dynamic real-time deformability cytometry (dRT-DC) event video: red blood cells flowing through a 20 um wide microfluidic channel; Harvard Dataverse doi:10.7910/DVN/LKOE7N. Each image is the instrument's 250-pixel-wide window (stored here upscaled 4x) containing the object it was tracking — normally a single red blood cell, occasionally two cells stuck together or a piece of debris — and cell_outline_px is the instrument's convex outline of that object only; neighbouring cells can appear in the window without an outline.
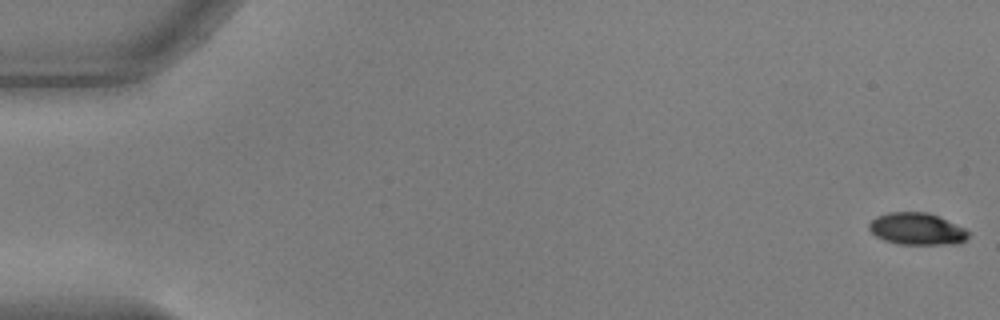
{"species": "common noctule bat (a hibernating species)", "species_latin": "Nyctalus noctula", "temperature_condition": "warm", "stored_images_in_passage": 56, "camera_frame_rate_fps": 3000, "um_per_image_px": 0.085, "animal": {"sex": "male", "body_mass_g": 17.9, "forearm_length_mm": 54.2}, "frame": {"image": 1, "passage_image": 1, "time_ms": 0.0, "image_size_px": [1000, 320], "cell_outline_px": [[968, 236], [960, 244], [896, 244], [884, 240], [876, 236], [868, 228], [868, 224], [876, 216], [888, 212], [928, 212], [940, 216], [964, 228], [968, 232]], "centroid_in_image_um": [77.92, 19.45], "position_along_channel_um": 7.1, "area_um2": 18.61}}
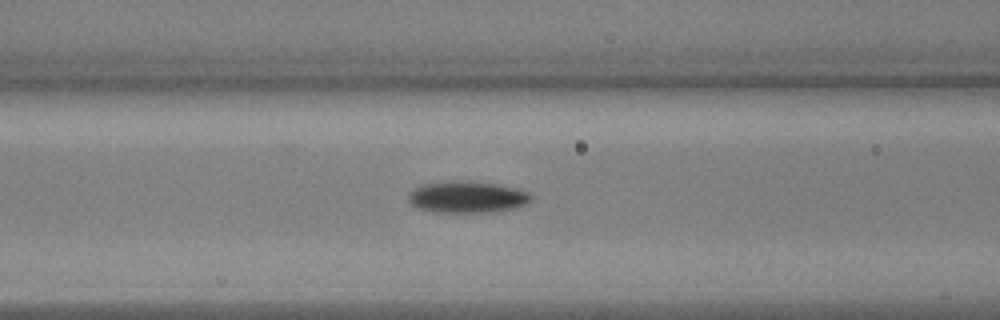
{"frame": {"image": 2, "passage_image": 23, "time_ms": 7.333, "image_size_px": [1000, 320], "cell_outline_px": [[532, 200], [528, 204], [516, 208], [496, 212], [428, 212], [416, 208], [408, 200], [408, 192], [420, 184], [456, 180], [468, 180], [516, 188], [528, 192], [532, 196]], "centroid_in_image_um": [39.68, 16.75], "position_along_channel_um": 126.9, "area_um2": 23.06}}
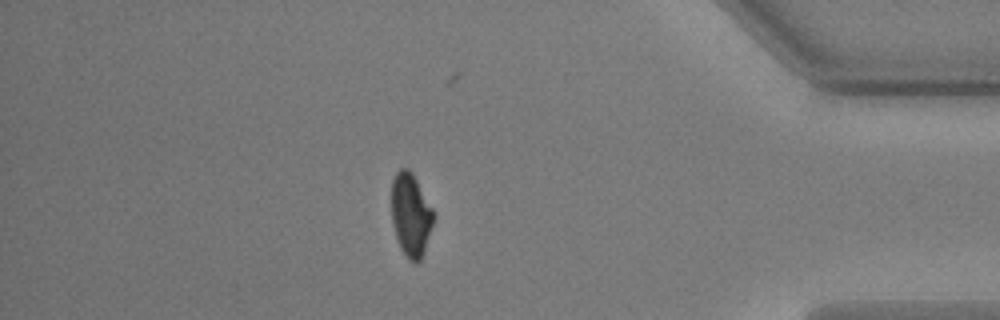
{"frame": {"image": 3, "passage_image": 48, "time_ms": 15.667, "image_size_px": [1000, 320], "cell_outline_px": [[436, 216], [424, 252], [420, 260], [416, 264], [408, 260], [400, 248], [392, 224], [392, 180], [396, 172], [400, 168], [408, 168], [412, 172], [436, 212]], "centroid_in_image_um": [34.95, 18.26], "position_along_channel_um": 400.3, "area_um2": 20.81}, "authors_computed_cell_mechanics": {"area_um2": 20.808, "velocity_mm_per_s": 3.7031, "shape_relaxation_time_tau1_ms": 2.1296, "shape_relaxation_time_tau2_ms": null, "deformation_change_tau1": 0.1625, "deformation_change_tau2": null}}